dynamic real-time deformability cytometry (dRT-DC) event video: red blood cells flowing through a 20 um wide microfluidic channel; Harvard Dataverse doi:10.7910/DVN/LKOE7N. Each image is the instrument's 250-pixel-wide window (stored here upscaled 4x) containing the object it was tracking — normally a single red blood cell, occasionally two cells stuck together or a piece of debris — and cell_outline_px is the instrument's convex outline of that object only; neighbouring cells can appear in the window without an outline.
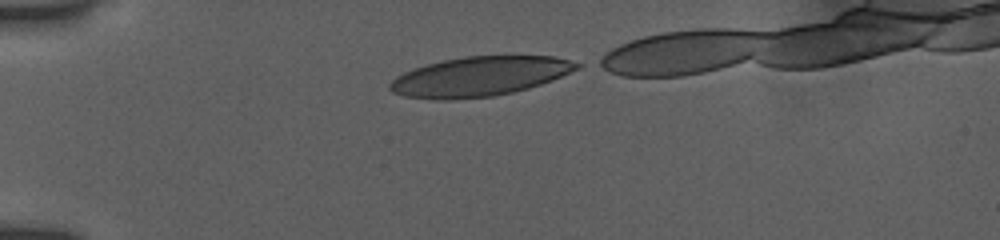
{"species": "human", "species_latin": "Homo sapiens", "temperature_condition": "room temperature", "stored_images_in_passage": 6, "camera_frame_rate_fps": 3000, "um_per_image_px": 0.085, "donor": {"sex": "female"}, "frame": {"image": 1, "passage_image": 1, "time_ms": 0.0, "image_size_px": [1000, 240], "cell_outline_px": [[584, 64], [580, 68], [552, 80], [528, 88], [512, 92], [492, 96], [452, 100], [436, 100], [404, 96], [392, 92], [388, 88], [388, 84], [396, 76], [412, 68], [444, 60], [464, 56], [552, 56]], "centroid_in_image_um": [40.73, 6.5], "position_along_channel_um": 44.3, "area_um2": 43.12}}